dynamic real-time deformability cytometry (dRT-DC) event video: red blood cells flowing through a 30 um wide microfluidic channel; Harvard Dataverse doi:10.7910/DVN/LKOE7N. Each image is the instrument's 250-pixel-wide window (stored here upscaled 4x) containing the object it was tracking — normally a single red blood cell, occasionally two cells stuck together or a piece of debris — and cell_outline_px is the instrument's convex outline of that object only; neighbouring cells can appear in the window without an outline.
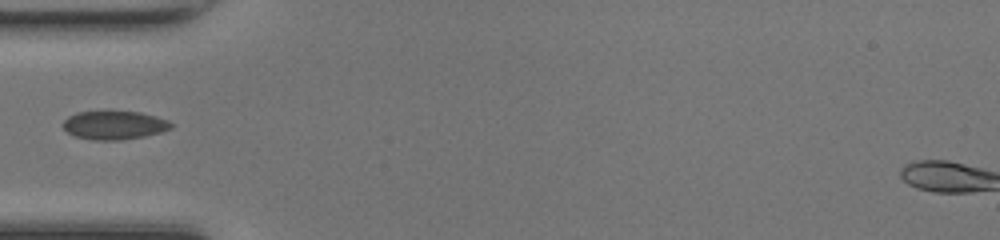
{"species": "common noctule bat (a hibernating species)", "species_latin": "Nyctalus noctula", "temperature_condition": "room temperature", "stored_images_in_passage": 12, "camera_frame_rate_fps": 3000, "um_per_image_px": 0.085, "animal": {"sex": "female", "body_mass_g": 17.0, "forearm_length_mm": 48.0}, "frame": {"image": 1, "passage_image": 1, "time_ms": 0.0, "image_size_px": [1000, 240], "cell_outline_px": [[172, 128], [160, 132], [144, 136], [120, 140], [92, 140], [76, 136], [68, 132], [64, 128], [64, 120], [68, 116], [76, 112], [140, 112], [156, 116], [168, 120], [172, 124]], "centroid_in_image_um": [9.72, 10.64], "position_along_channel_um": 75.3, "area_um2": 17.74}}
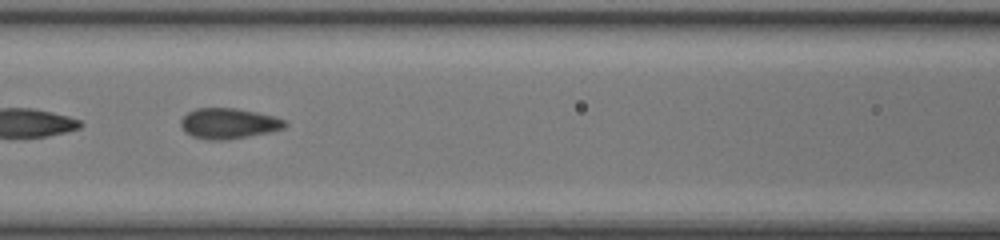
{"frame": {"image": 2, "passage_image": 6, "time_ms": 1.667, "image_size_px": [1000, 240], "cell_outline_px": [[288, 124], [284, 128], [268, 132], [248, 136], [224, 140], [208, 140], [192, 136], [184, 132], [180, 124], [180, 120], [188, 112], [196, 108], [236, 108], [256, 112], [272, 116], [284, 120]], "centroid_in_image_um": [19.39, 10.49], "position_along_channel_um": 147.2, "area_um2": 18.44}}
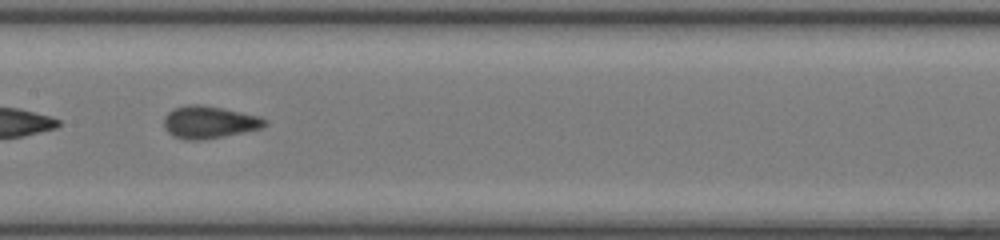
{"frame": {"image": 3, "passage_image": 9, "time_ms": 2.667, "image_size_px": [1000, 240], "cell_outline_px": [[268, 124], [260, 128], [224, 136], [204, 140], [184, 140], [172, 136], [164, 128], [164, 116], [172, 108], [188, 104], [204, 104], [260, 116], [268, 120]], "centroid_in_image_um": [17.75, 10.38], "position_along_channel_um": 189.7, "area_um2": 19.31}}